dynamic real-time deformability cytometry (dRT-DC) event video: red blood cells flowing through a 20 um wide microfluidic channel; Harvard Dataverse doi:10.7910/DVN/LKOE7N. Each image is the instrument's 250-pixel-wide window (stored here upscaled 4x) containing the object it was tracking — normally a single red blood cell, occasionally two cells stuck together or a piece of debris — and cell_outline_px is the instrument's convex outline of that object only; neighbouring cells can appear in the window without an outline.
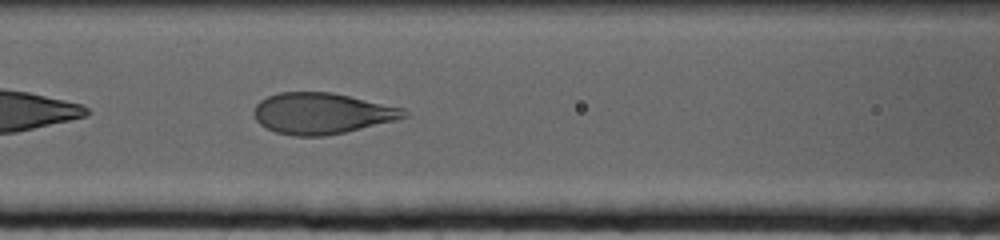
{"species": "human", "species_latin": "Homo sapiens", "temperature_condition": "cold", "stored_images_in_passage": 51, "camera_frame_rate_fps": 3000, "um_per_image_px": 0.085, "donor": {"sex": "female"}, "frame": {"image": 1, "passage_image": 10, "time_ms": 3.0, "image_size_px": [1000, 240], "cell_outline_px": [[408, 116], [396, 120], [344, 132], [324, 136], [292, 136], [276, 132], [260, 124], [256, 120], [252, 112], [256, 104], [260, 100], [268, 96], [280, 92], [332, 92], [404, 108], [408, 112]], "centroid_in_image_um": [27.34, 9.63], "position_along_channel_um": 139.3, "area_um2": 35.89}}
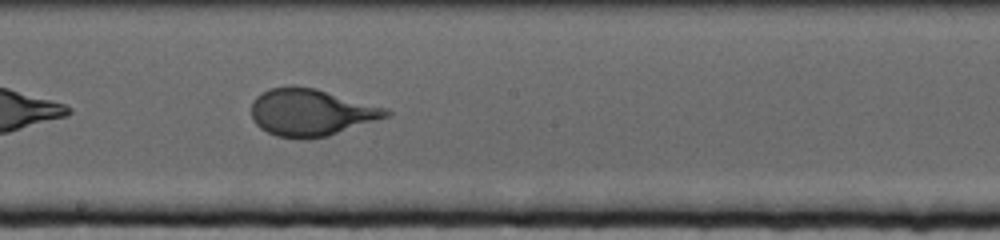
{"frame": {"image": 2, "passage_image": 19, "time_ms": 6.0, "image_size_px": [1000, 240], "cell_outline_px": [[392, 112], [388, 116], [328, 136], [308, 140], [300, 140], [276, 136], [260, 128], [252, 120], [252, 100], [256, 96], [268, 88], [292, 84], [316, 88], [388, 108]], "centroid_in_image_um": [26.4, 9.54], "position_along_channel_um": 221.8, "area_um2": 37.51}}
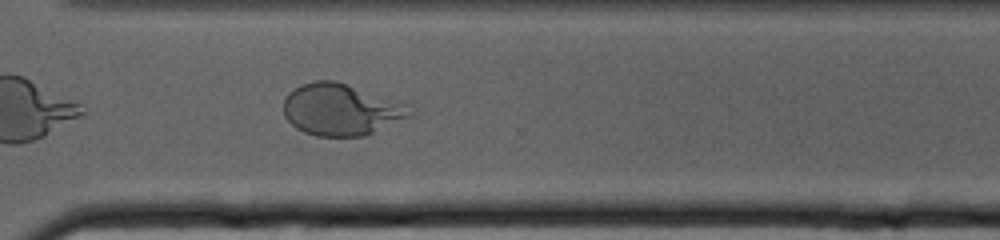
{"frame": {"image": 3, "passage_image": 32, "time_ms": 10.333, "image_size_px": [1000, 240], "cell_outline_px": [[412, 116], [364, 136], [316, 136], [304, 132], [296, 128], [284, 116], [284, 100], [288, 92], [300, 84], [316, 80], [336, 80], [408, 104], [412, 112]], "centroid_in_image_um": [28.98, 9.3], "position_along_channel_um": 341.6, "area_um2": 38.15}}